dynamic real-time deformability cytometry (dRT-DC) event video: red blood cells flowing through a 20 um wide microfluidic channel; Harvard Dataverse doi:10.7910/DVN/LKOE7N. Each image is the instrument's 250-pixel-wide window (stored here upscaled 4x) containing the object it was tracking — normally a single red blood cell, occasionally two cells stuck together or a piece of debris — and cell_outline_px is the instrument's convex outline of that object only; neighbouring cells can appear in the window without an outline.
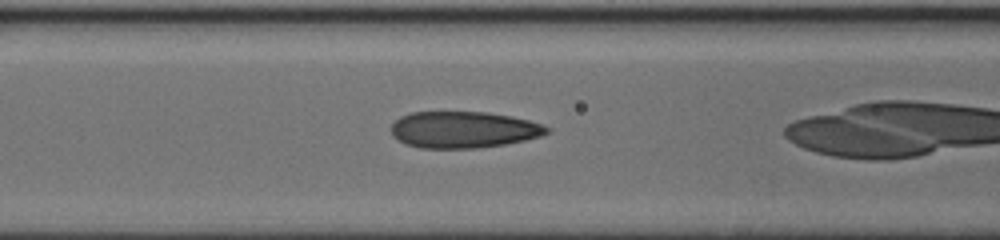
{"species": "human", "species_latin": "Homo sapiens", "temperature_condition": "cold", "stored_images_in_passage": 42, "camera_frame_rate_fps": 3000, "um_per_image_px": 0.085, "donor": {"sex": "female"}, "frame": {"image": 1, "passage_image": 20, "time_ms": 6.333, "image_size_px": [1000, 240], "cell_outline_px": [[548, 132], [540, 136], [524, 140], [504, 144], [476, 148], [420, 148], [404, 144], [396, 140], [392, 136], [392, 124], [400, 116], [412, 112], [488, 112], [512, 116], [544, 124], [548, 128]], "centroid_in_image_um": [39.36, 11.02], "position_along_channel_um": 127.2, "area_um2": 33.23}}
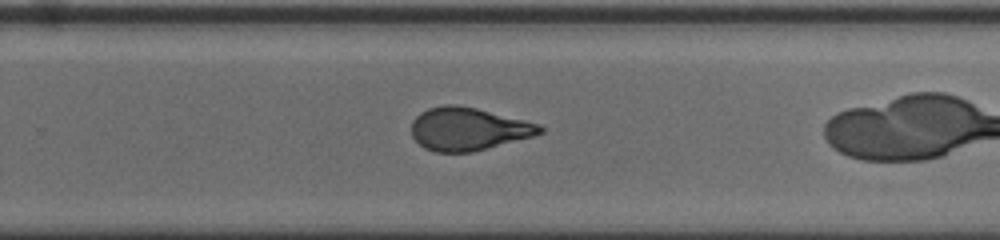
{"frame": {"image": 2, "passage_image": 34, "time_ms": 11.0, "image_size_px": [1000, 240], "cell_outline_px": [[544, 132], [532, 136], [472, 152], [436, 152], [424, 148], [412, 136], [412, 120], [420, 112], [428, 108], [444, 104], [456, 104], [476, 108], [540, 124], [544, 128]], "centroid_in_image_um": [39.77, 10.95], "position_along_channel_um": 290.0, "area_um2": 31.96}}
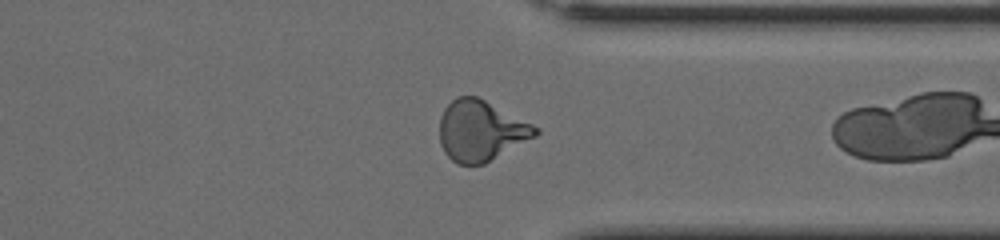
{"frame": {"image": 3, "passage_image": 41, "time_ms": 13.333, "image_size_px": [1000, 240], "cell_outline_px": [[540, 132], [536, 136], [484, 164], [456, 164], [444, 152], [440, 144], [440, 116], [444, 108], [456, 96], [476, 96], [540, 128]], "centroid_in_image_um": [40.85, 11.12], "position_along_channel_um": 370.5, "area_um2": 33.64}}